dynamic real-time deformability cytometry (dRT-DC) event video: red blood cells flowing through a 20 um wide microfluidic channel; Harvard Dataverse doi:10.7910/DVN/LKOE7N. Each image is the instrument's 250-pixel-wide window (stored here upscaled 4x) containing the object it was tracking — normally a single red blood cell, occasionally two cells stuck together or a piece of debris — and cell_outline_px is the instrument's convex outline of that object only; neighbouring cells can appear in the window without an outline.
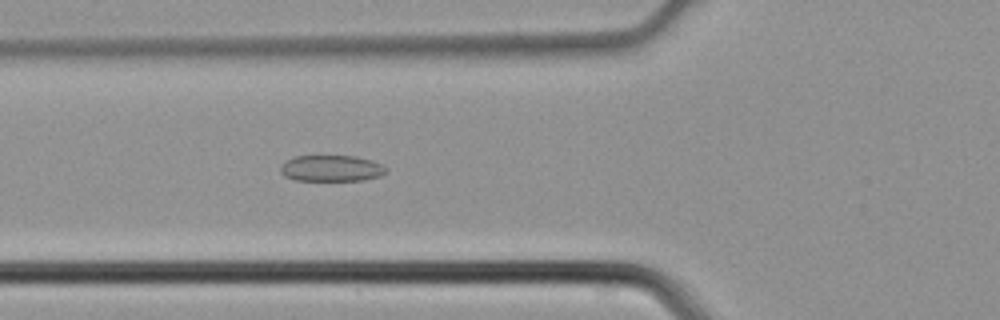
{"species": "common noctule bat (a hibernating species)", "species_latin": "Nyctalus noctula", "temperature_condition": "cold", "stored_images_in_passage": 44, "camera_frame_rate_fps": 3000, "um_per_image_px": 0.085, "animal": {"sex": "male", "body_mass_g": 21.5, "forearm_length_mm": 52.0}, "frame": {"image": 1, "passage_image": 16, "time_ms": 5.0, "image_size_px": [1000, 320], "cell_outline_px": [[388, 172], [380, 176], [364, 180], [296, 180], [284, 176], [280, 172], [280, 168], [288, 160], [296, 156], [356, 156], [372, 160], [388, 168]], "centroid_in_image_um": [28.22, 14.31], "position_along_channel_um": 97.6, "area_um2": 16.07}}
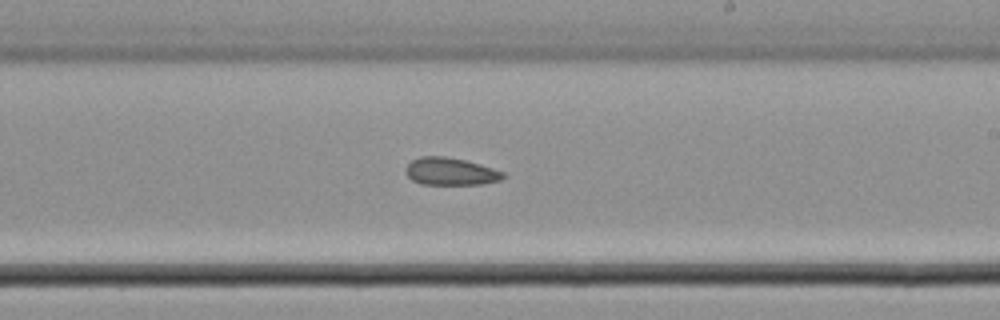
{"frame": {"image": 2, "passage_image": 26, "time_ms": 8.333, "image_size_px": [1000, 320], "cell_outline_px": [[508, 176], [500, 180], [480, 184], [420, 184], [412, 180], [404, 172], [408, 164], [412, 160], [420, 156], [444, 156], [464, 160], [492, 168], [504, 172]], "centroid_in_image_um": [38.28, 14.58], "position_along_channel_um": 250.7, "area_um2": 15.55}}
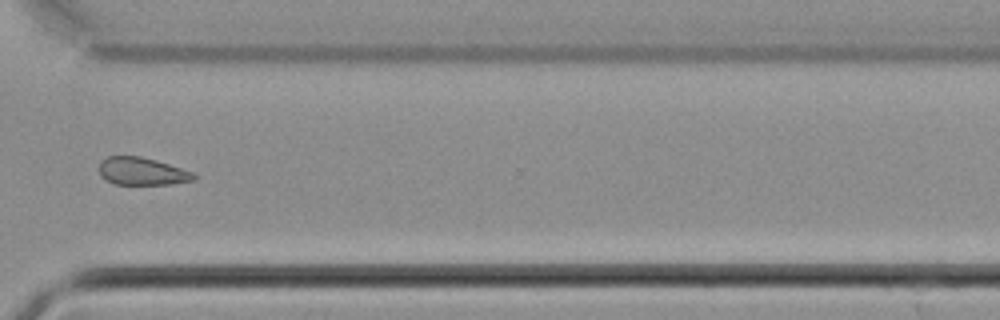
{"frame": {"image": 3, "passage_image": 33, "time_ms": 10.667, "image_size_px": [1000, 320], "cell_outline_px": [[196, 180], [168, 184], [116, 184], [100, 176], [100, 160], [108, 156], [140, 156], [156, 160], [196, 172]], "centroid_in_image_um": [12.12, 14.55], "position_along_channel_um": 358.5, "area_um2": 15.32}}